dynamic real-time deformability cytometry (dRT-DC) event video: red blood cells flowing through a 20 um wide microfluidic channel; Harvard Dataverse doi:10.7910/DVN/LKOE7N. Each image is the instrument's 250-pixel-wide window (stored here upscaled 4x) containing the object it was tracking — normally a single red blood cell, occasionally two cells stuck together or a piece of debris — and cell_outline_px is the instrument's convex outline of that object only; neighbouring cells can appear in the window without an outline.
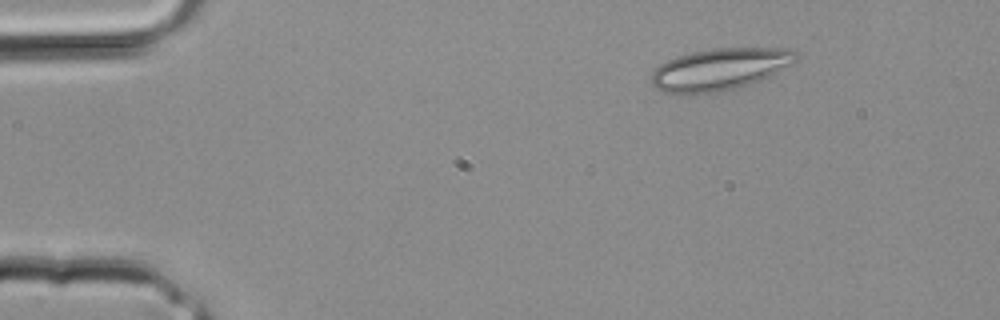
{"species": "common noctule bat (a hibernating species)", "species_latin": "Nyctalus noctula", "temperature_condition": "room temperature", "stored_images_in_passage": 30, "camera_frame_rate_fps": 3000, "um_per_image_px": 0.085, "animal": {"sex": "male", "body_mass_g": 20.4}, "frame": {"image": 1, "passage_image": 1, "time_ms": 0.0, "image_size_px": [1000, 320], "cell_outline_px": [[796, 60], [792, 64], [768, 76], [748, 84], [736, 88], [720, 92], [664, 92], [656, 88], [652, 84], [652, 72], [660, 64], [676, 56], [692, 52], [712, 48], [788, 48], [796, 52]], "centroid_in_image_um": [61.18, 5.86], "position_along_channel_um": 23.8, "area_um2": 34.68}}
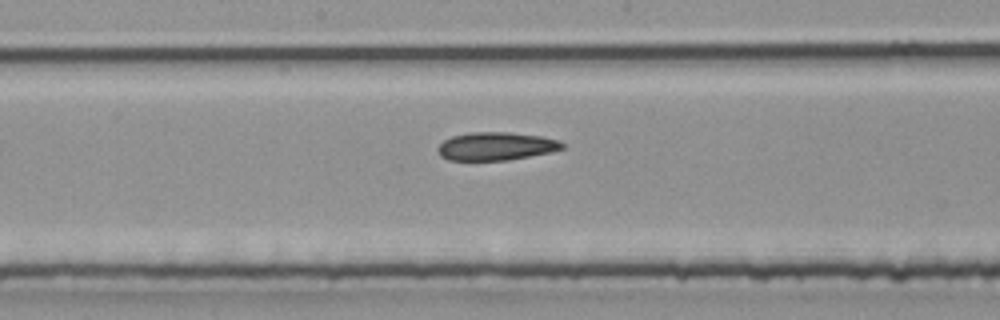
{"frame": {"image": 2, "passage_image": 14, "time_ms": 4.333, "image_size_px": [1000, 320], "cell_outline_px": [[564, 148], [552, 152], [508, 160], [448, 160], [440, 156], [436, 148], [444, 140], [452, 136], [472, 132], [512, 132], [540, 136], [556, 140], [564, 144]], "centroid_in_image_um": [42.14, 12.43], "position_along_channel_um": 206.1, "area_um2": 20.4}}
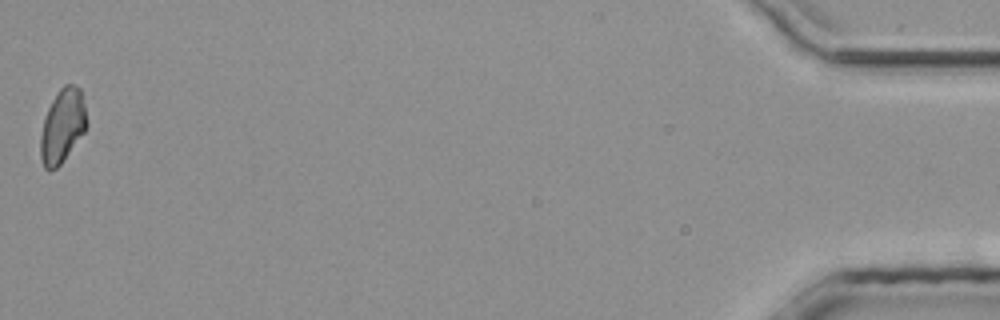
{"frame": {"image": 3, "passage_image": 30, "time_ms": 9.667, "image_size_px": [1000, 320], "cell_outline_px": [[88, 124], [84, 132], [64, 160], [56, 168], [44, 168], [40, 156], [40, 136], [44, 116], [56, 92], [64, 84], [72, 84], [80, 88], [84, 104]], "centroid_in_image_um": [5.3, 10.68], "position_along_channel_um": 429.9, "area_um2": 19.88}}